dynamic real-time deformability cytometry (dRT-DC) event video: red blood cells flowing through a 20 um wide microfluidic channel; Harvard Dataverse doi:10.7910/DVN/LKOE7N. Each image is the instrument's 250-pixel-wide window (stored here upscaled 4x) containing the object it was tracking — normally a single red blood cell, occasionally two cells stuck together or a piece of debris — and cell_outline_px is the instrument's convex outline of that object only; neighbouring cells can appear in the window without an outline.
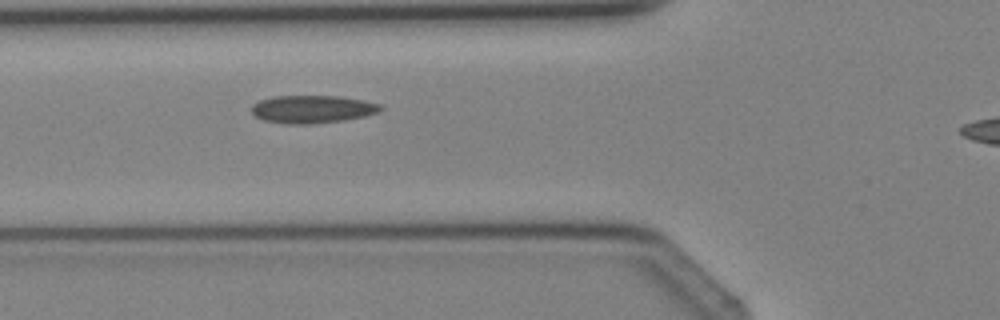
{"species": "Egyptian fruit bat (a non-hibernating species)", "species_latin": "Rousettus aegyptiacus", "temperature_condition": "cold", "stored_images_in_passage": 5, "segment_of_instrument_passage": [1, 2], "camera_frame_rate_fps": 3000, "um_per_image_px": 0.085, "animal": {"sex": "female"}, "frame": {"image": 1, "passage_image": 4, "time_ms": 4.333, "image_size_px": [1000, 320], "cell_outline_px": [[384, 108], [380, 112], [364, 116], [344, 120], [308, 124], [288, 124], [264, 120], [256, 116], [252, 112], [252, 104], [260, 100], [272, 96], [340, 96], [364, 100], [380, 104]], "centroid_in_image_um": [26.57, 9.27], "position_along_channel_um": 99.2, "area_um2": 20.92}}